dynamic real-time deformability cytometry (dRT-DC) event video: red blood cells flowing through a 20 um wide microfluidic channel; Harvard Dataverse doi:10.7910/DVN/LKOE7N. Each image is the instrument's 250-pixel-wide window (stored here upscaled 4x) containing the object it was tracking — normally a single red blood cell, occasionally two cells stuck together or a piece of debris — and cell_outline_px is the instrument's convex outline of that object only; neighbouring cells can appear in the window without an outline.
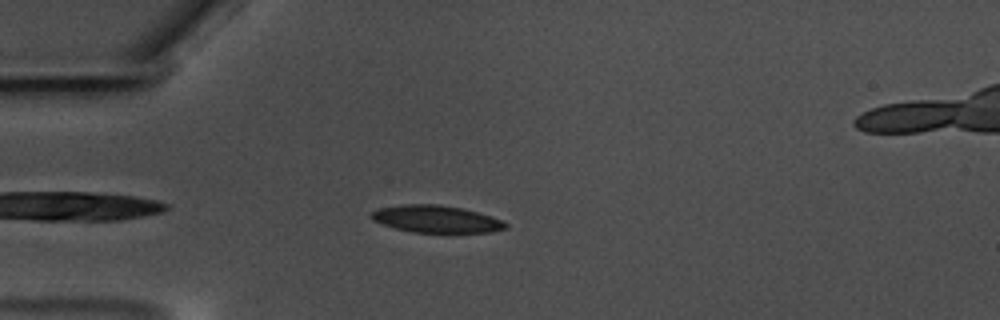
{"species": "common noctule bat (a hibernating species)", "species_latin": "Nyctalus noctula", "temperature_condition": "warm", "stored_images_in_passage": 44, "camera_frame_rate_fps": 3000, "um_per_image_px": 0.085, "animal": {"sex": "male", "body_mass_g": 17.5, "forearm_length_mm": 52.3}, "frame": {"image": 1, "passage_image": 5, "time_ms": 1.333, "image_size_px": [1000, 320], "cell_outline_px": [[508, 228], [492, 232], [412, 232], [396, 228], [372, 220], [368, 216], [372, 212], [380, 208], [400, 204], [440, 204], [460, 208], [492, 216], [508, 224]], "centroid_in_image_um": [37.07, 18.61], "position_along_channel_um": 47.9, "area_um2": 21.15}}
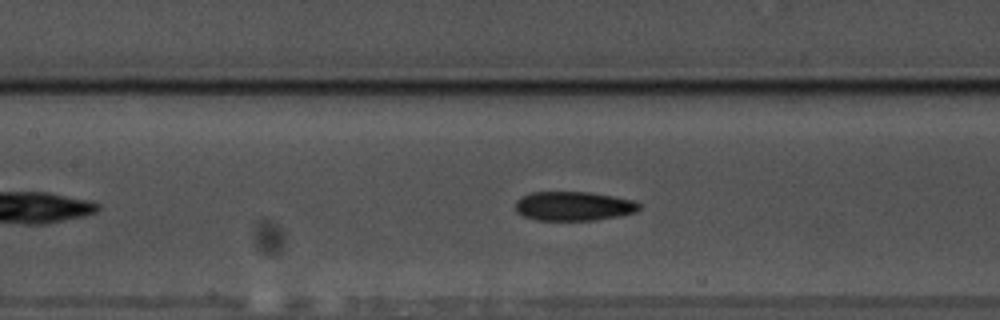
{"frame": {"image": 2, "passage_image": 16, "time_ms": 5.0, "image_size_px": [1000, 320], "cell_outline_px": [[640, 208], [636, 212], [620, 216], [592, 220], [536, 220], [524, 216], [516, 212], [516, 200], [520, 196], [532, 192], [588, 192], [612, 196], [632, 200], [640, 204]], "centroid_in_image_um": [48.73, 17.52], "position_along_channel_um": 158.7, "area_um2": 21.04}}
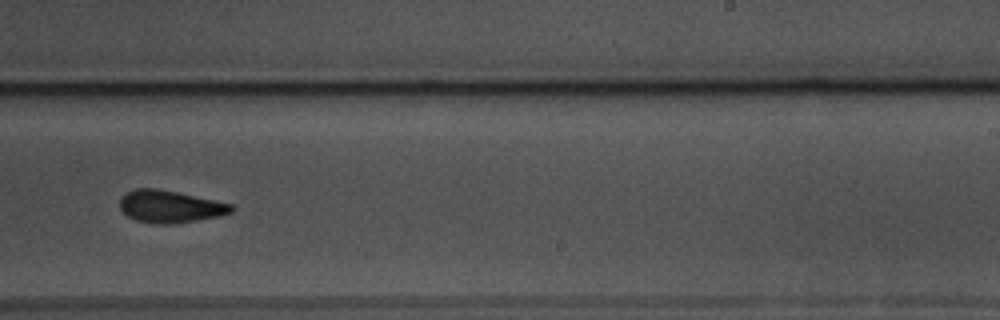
{"frame": {"image": 3, "passage_image": 26, "time_ms": 8.333, "image_size_px": [1000, 320], "cell_outline_px": [[236, 208], [232, 212], [216, 216], [196, 220], [172, 224], [152, 224], [136, 220], [128, 216], [120, 208], [120, 196], [124, 192], [132, 188], [156, 188], [176, 192], [232, 204]], "centroid_in_image_um": [14.39, 17.55], "position_along_channel_um": 274.6, "area_um2": 20.98}, "authors_computed_cell_mechanics": {"area_um2": 21.2993, "velocity_mm_per_s": 3.4947, "shape_relaxation_time_tau1_ms": 5.4729, "shape_relaxation_time_tau2_ms": 4.1138, "deformation_change_tau1": 0.1414, "deformation_change_tau2": 0.1134}}